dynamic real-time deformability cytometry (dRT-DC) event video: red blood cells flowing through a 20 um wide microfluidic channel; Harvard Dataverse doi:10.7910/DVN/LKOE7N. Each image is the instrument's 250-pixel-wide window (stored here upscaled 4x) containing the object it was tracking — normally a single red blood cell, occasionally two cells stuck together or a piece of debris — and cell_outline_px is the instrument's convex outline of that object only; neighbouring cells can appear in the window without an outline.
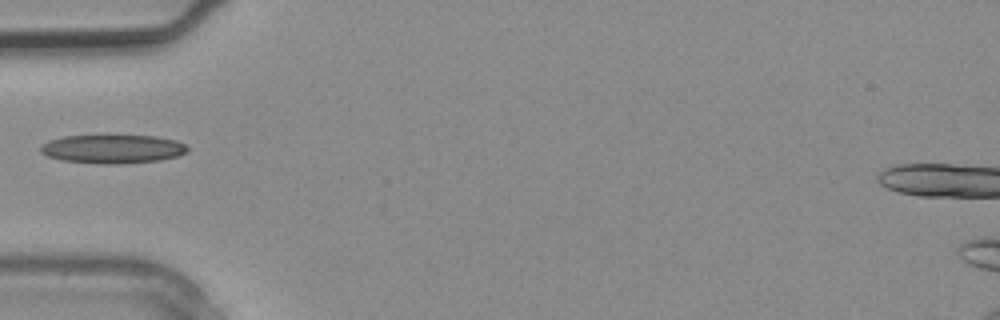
{"species": "common noctule bat (a hibernating species)", "species_latin": "Nyctalus noctula", "temperature_condition": "warm", "stored_images_in_passage": 2, "camera_frame_rate_fps": 3000, "um_per_image_px": 0.085, "animal": {"sex": "male", "body_mass_g": 20.4}, "frame": {"image": 1, "passage_image": 2, "time_ms": 0.333, "image_size_px": [1000, 320], "cell_outline_px": [[188, 152], [176, 156], [160, 160], [120, 164], [100, 164], [60, 160], [48, 156], [40, 152], [40, 144], [48, 140], [64, 136], [156, 136], [176, 140], [184, 144], [188, 148]], "centroid_in_image_um": [9.55, 12.67], "position_along_channel_um": 75.5, "area_um2": 24.62}}